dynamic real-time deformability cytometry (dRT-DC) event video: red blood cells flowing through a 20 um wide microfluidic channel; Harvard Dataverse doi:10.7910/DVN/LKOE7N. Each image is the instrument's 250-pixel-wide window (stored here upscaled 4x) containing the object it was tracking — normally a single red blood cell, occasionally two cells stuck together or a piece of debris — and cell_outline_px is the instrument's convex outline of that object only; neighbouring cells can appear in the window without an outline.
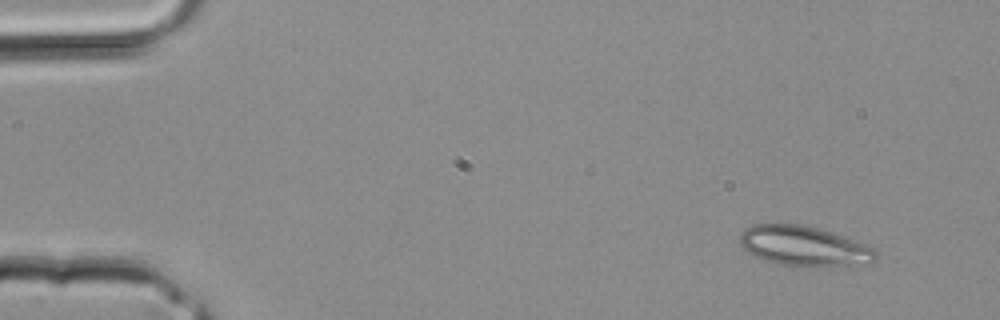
{"species": "common noctule bat (a hibernating species)", "species_latin": "Nyctalus noctula", "temperature_condition": "room temperature", "stored_images_in_passage": 2, "segment_of_instrument_passage": [2, 2], "camera_frame_rate_fps": 3000, "um_per_image_px": 0.085, "animal": {"sex": "male", "body_mass_g": 20.4}, "frame": {"image": 1, "passage_image": 2, "time_ms": 0.333, "image_size_px": [1000, 320], "cell_outline_px": [[876, 260], [844, 264], [780, 264], [764, 260], [748, 252], [740, 244], [740, 232], [756, 224], [800, 224], [816, 228], [856, 240], [876, 248]], "centroid_in_image_um": [68.28, 20.86], "position_along_channel_um": 16.7, "area_um2": 30.29}}